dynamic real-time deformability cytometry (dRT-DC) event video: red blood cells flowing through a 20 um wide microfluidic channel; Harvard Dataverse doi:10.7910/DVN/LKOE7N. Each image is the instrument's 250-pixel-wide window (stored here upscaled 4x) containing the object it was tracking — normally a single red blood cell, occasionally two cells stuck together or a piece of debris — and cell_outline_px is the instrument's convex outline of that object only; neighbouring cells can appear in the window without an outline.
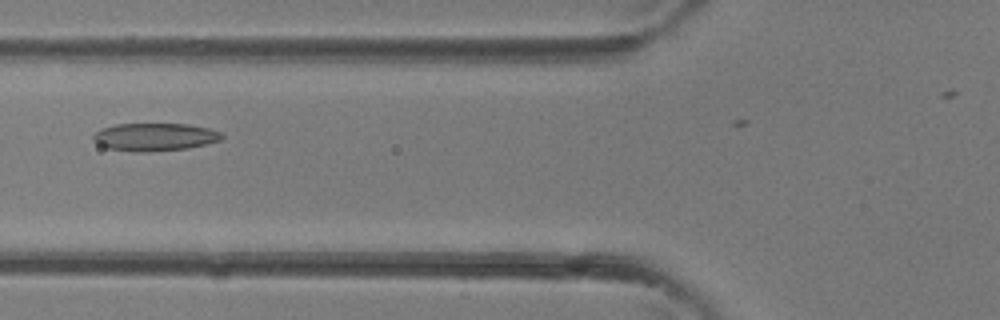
{"species": "common noctule bat (a hibernating species)", "species_latin": "Nyctalus noctula", "temperature_condition": "room temperature", "stored_images_in_passage": 4, "camera_frame_rate_fps": 3000, "um_per_image_px": 0.085, "animal": {"sex": "female"}, "frame": {"image": 1, "passage_image": 4, "time_ms": 1.0, "image_size_px": [1000, 320], "cell_outline_px": [[224, 136], [220, 140], [188, 148], [144, 152], [132, 152], [108, 148], [92, 140], [92, 136], [100, 128], [116, 124], [188, 124], [208, 128], [220, 132]], "centroid_in_image_um": [13.12, 11.64], "position_along_channel_um": 112.7, "area_um2": 20.75}}